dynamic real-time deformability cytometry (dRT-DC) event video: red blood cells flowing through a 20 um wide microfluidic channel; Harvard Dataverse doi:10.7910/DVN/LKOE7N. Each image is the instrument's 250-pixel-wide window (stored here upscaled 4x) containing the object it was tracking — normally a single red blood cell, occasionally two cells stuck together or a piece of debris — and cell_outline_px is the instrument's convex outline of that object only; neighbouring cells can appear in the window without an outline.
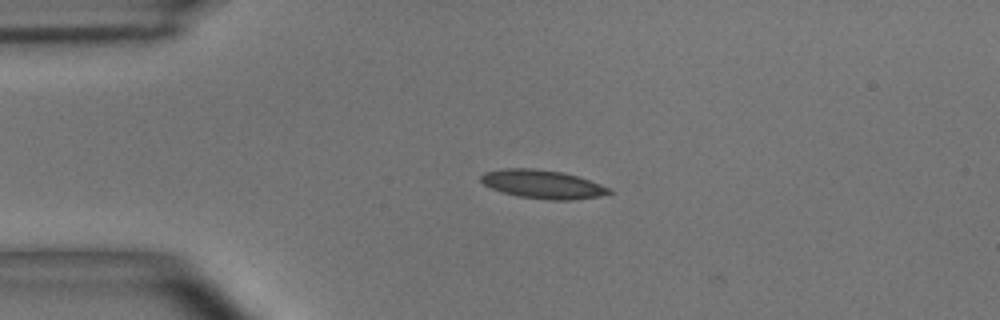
{"species": "common noctule bat (a hibernating species)", "species_latin": "Nyctalus noctula", "temperature_condition": "room temperature", "stored_images_in_passage": 43, "camera_frame_rate_fps": 3000, "um_per_image_px": 0.085, "animal": {"sex": "male", "body_mass_g": 15.6}, "frame": {"image": 1, "passage_image": 1, "time_ms": 0.0, "image_size_px": [1000, 320], "cell_outline_px": [[612, 192], [600, 196], [572, 200], [548, 200], [516, 196], [500, 192], [484, 184], [480, 180], [480, 176], [484, 172], [504, 168], [532, 168], [564, 172], [612, 188]], "centroid_in_image_um": [46.1, 15.66], "position_along_channel_um": 38.9, "area_um2": 21.44}}
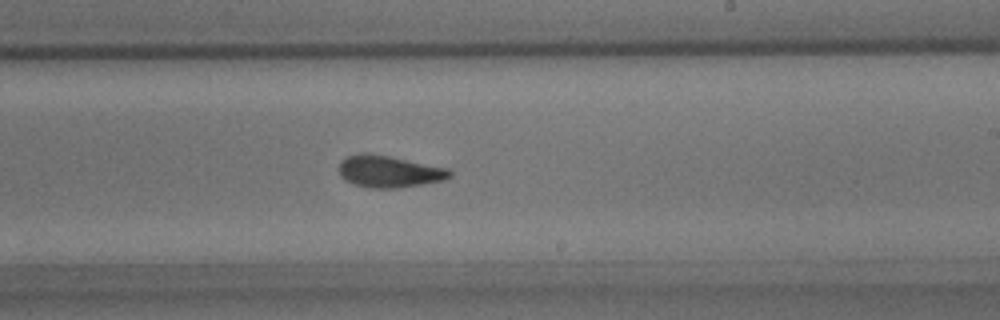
{"frame": {"image": 2, "passage_image": 21, "time_ms": 6.667, "image_size_px": [1000, 320], "cell_outline_px": [[452, 176], [444, 180], [424, 184], [400, 188], [368, 188], [352, 184], [344, 180], [340, 176], [340, 164], [348, 156], [388, 156], [448, 168], [452, 172]], "centroid_in_image_um": [33.14, 14.64], "position_along_channel_um": 255.9, "area_um2": 20.0}}
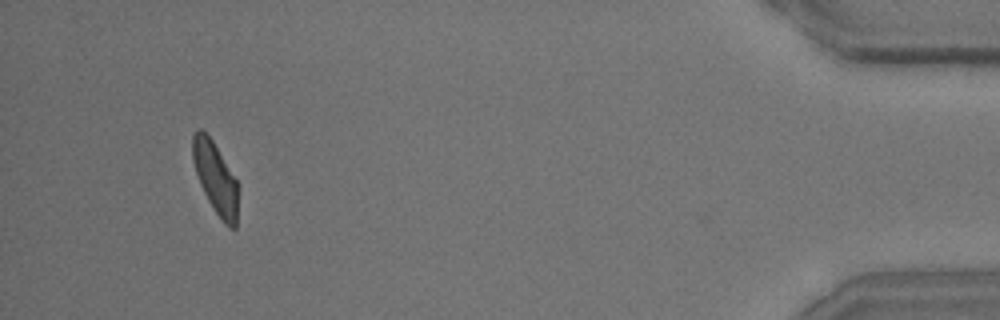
{"frame": {"image": 3, "passage_image": 40, "time_ms": 13.0, "image_size_px": [1000, 320], "cell_outline_px": [[236, 228], [228, 228], [224, 224], [212, 208], [200, 184], [192, 160], [192, 136], [196, 128], [200, 128], [212, 140], [236, 180]], "centroid_in_image_um": [18.26, 15.12], "position_along_channel_um": 416.9, "area_um2": 18.5}, "authors_computed_cell_mechanics": {"area_um2": 20.23, "velocity_mm_per_s": 3.6545, "shape_relaxation_time_tau1_ms": 7.9578, "shape_relaxation_time_tau2_ms": 1.9911, "deformation_change_tau1": 0.2081, "deformation_change_tau2": 0.0915}}